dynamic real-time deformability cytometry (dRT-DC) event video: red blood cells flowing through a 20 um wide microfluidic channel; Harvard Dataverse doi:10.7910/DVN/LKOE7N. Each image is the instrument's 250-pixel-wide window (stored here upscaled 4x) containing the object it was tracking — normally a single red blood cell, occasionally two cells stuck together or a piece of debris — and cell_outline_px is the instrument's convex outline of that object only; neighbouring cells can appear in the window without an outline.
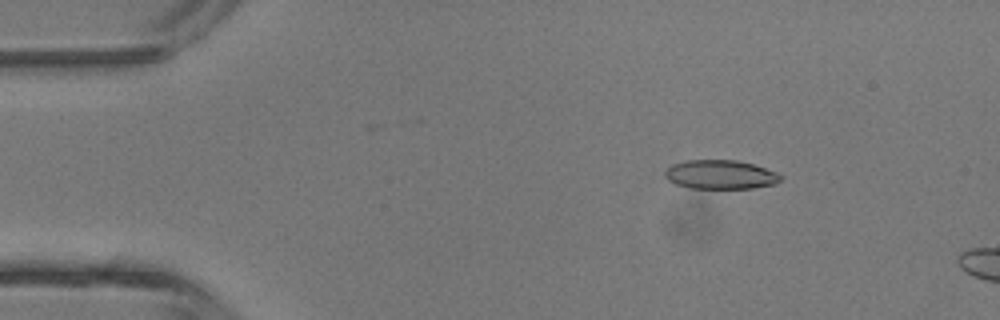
{"species": "common noctule bat (a hibernating species)", "species_latin": "Nyctalus noctula", "temperature_condition": "room temperature", "stored_images_in_passage": 2, "camera_frame_rate_fps": 3000, "um_per_image_px": 0.085, "animal": {"sex": "male", "body_mass_g": 13.3}, "frame": {"image": 1, "passage_image": 1, "time_ms": 0.0, "image_size_px": [1000, 320], "cell_outline_px": [[784, 176], [776, 184], [752, 188], [688, 188], [676, 184], [668, 180], [664, 176], [664, 172], [672, 164], [684, 160], [736, 160], [752, 164], [776, 172]], "centroid_in_image_um": [61.22, 14.84], "position_along_channel_um": 23.8, "area_um2": 19.59}}